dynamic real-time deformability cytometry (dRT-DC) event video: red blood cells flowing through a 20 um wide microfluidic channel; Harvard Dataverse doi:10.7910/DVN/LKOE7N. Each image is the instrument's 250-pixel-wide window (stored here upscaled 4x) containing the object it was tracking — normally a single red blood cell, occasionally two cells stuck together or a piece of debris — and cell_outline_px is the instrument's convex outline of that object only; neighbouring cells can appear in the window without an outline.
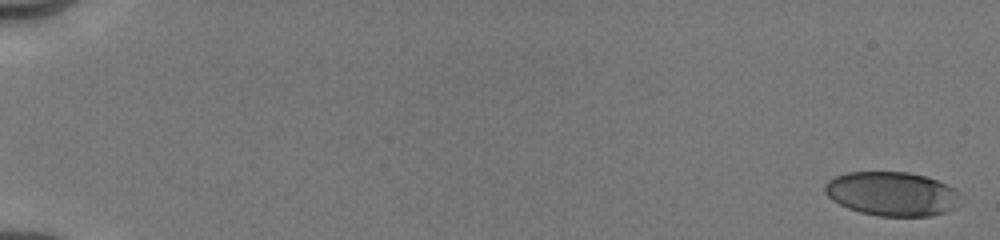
{"species": "human", "species_latin": "Homo sapiens", "temperature_condition": "cold", "stored_images_in_passage": 13, "camera_frame_rate_fps": 3000, "um_per_image_px": 0.085, "donor": {"sex": "male"}, "frame": {"image": 1, "passage_image": 1, "time_ms": 0.0, "image_size_px": [1000, 240], "cell_outline_px": [[960, 192], [956, 208], [944, 212], [928, 216], [880, 216], [860, 212], [848, 208], [832, 200], [824, 192], [824, 184], [828, 180], [836, 176], [848, 172], [908, 172], [924, 176], [936, 180], [956, 188]], "centroid_in_image_um": [75.81, 16.47], "position_along_channel_um": 9.2, "area_um2": 34.85}}
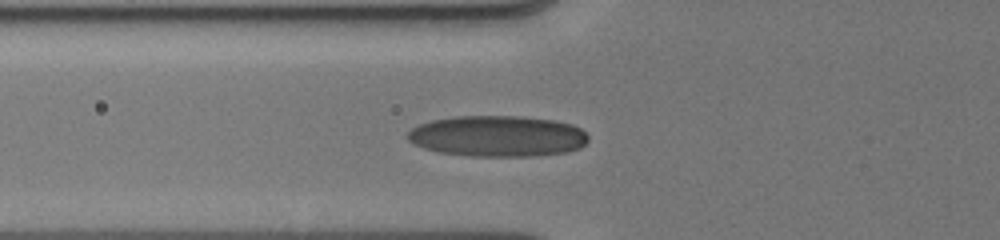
{"frame": {"image": 2, "passage_image": 11, "time_ms": 6.667, "image_size_px": [1000, 240], "cell_outline_px": [[588, 140], [580, 148], [568, 152], [536, 156], [472, 156], [436, 152], [412, 144], [408, 140], [408, 132], [412, 128], [420, 124], [432, 120], [456, 116], [524, 116], [556, 120], [572, 124], [580, 128], [588, 136]], "centroid_in_image_um": [42.31, 11.57], "position_along_channel_um": 83.5, "area_um2": 43.52}}
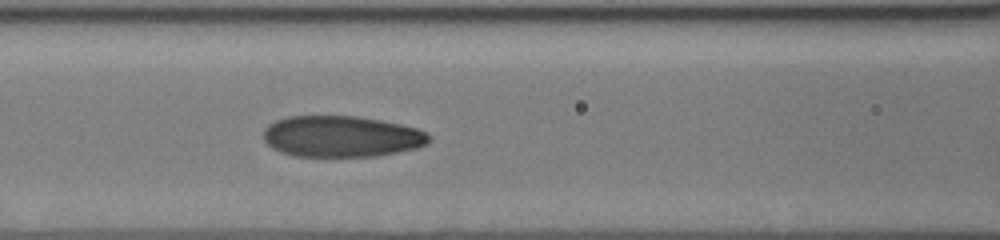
{"frame": {"image": 3, "passage_image": 13, "time_ms": 8.0, "image_size_px": [1000, 240], "cell_outline_px": [[428, 144], [416, 148], [376, 156], [296, 156], [280, 152], [272, 148], [264, 140], [264, 128], [268, 124], [276, 120], [288, 116], [356, 116], [380, 120], [400, 124], [416, 128], [428, 132]], "centroid_in_image_um": [29.0, 11.59], "position_along_channel_um": 137.6, "area_um2": 39.71}}